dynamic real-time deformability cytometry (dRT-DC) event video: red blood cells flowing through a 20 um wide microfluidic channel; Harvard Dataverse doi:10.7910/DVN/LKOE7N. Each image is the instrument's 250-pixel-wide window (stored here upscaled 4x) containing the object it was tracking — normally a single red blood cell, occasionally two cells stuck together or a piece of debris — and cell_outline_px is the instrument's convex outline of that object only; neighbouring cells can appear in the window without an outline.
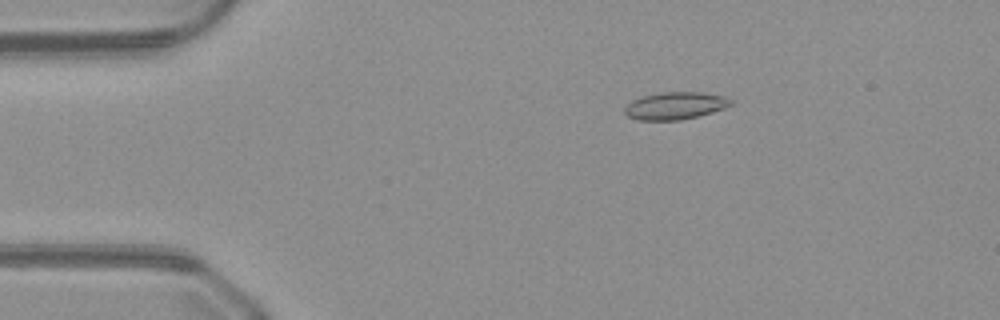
{"species": "common noctule bat (a hibernating species)", "species_latin": "Nyctalus noctula", "temperature_condition": "warm", "stored_images_in_passage": 50, "camera_frame_rate_fps": 3000, "um_per_image_px": 0.085, "animal": {"sex": "male", "body_mass_g": 23.1, "forearm_length_mm": 52.7}, "frame": {"image": 1, "passage_image": 9, "time_ms": 2.667, "image_size_px": [1000, 320], "cell_outline_px": [[732, 104], [724, 108], [712, 112], [680, 120], [636, 120], [628, 116], [624, 112], [624, 108], [632, 100], [644, 96], [660, 92], [704, 92], [724, 96], [732, 100]], "centroid_in_image_um": [57.38, 8.98], "position_along_channel_um": 27.6, "area_um2": 16.88}}
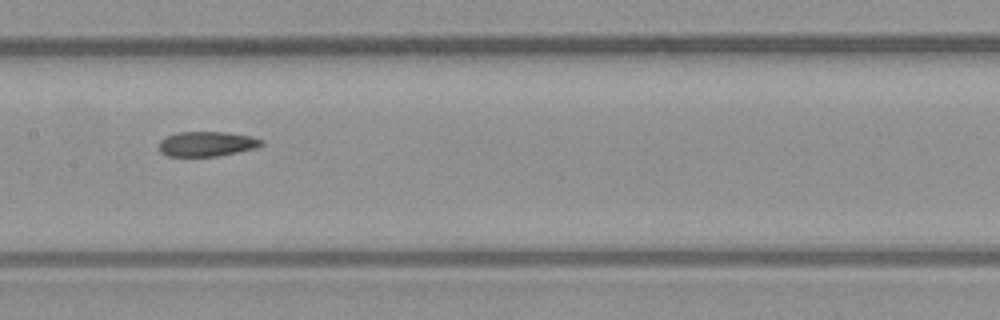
{"frame": {"image": 2, "passage_image": 25, "time_ms": 8.0, "image_size_px": [1000, 320], "cell_outline_px": [[264, 144], [256, 148], [216, 156], [168, 156], [160, 152], [160, 140], [176, 132], [228, 132], [252, 136], [264, 140]], "centroid_in_image_um": [17.61, 12.22], "position_along_channel_um": 189.8, "area_um2": 14.85}}
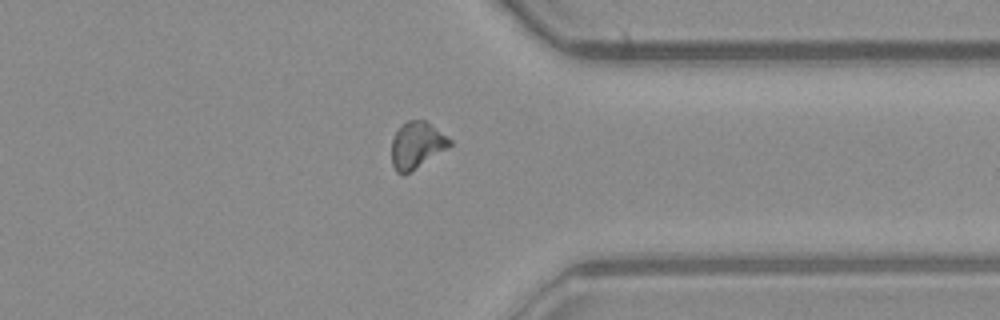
{"frame": {"image": 3, "passage_image": 39, "time_ms": 12.667, "image_size_px": [1000, 320], "cell_outline_px": [[452, 144], [448, 148], [408, 172], [396, 172], [392, 164], [392, 140], [396, 132], [408, 120], [424, 120], [452, 140]], "centroid_in_image_um": [35.43, 12.32], "position_along_channel_um": 376.0, "area_um2": 15.2}}